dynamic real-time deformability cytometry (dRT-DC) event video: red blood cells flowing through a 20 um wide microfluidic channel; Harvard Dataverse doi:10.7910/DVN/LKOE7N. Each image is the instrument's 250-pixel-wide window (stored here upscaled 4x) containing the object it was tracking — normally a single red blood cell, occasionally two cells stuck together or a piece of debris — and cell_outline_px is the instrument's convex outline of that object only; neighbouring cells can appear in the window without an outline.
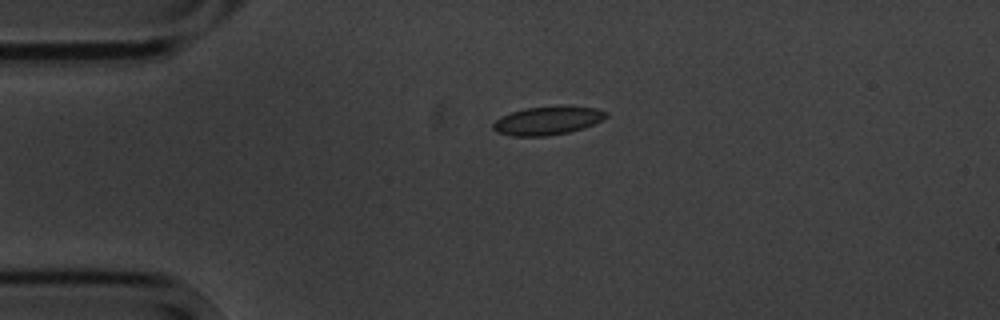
{"species": "common noctule bat (a hibernating species)", "species_latin": "Nyctalus noctula", "temperature_condition": "cold", "stored_images_in_passage": 3, "camera_frame_rate_fps": 3000, "um_per_image_px": 0.085, "animal": {"sex": "male", "body_mass_g": 20.1, "forearm_length_mm": 53.5}, "frame": {"image": 1, "passage_image": 1, "time_ms": 0.0, "image_size_px": [1000, 320], "cell_outline_px": [[608, 116], [584, 128], [568, 132], [544, 136], [512, 136], [496, 132], [492, 128], [492, 124], [500, 116], [512, 112], [528, 108], [564, 104], [596, 108], [608, 112]], "centroid_in_image_um": [46.55, 10.23], "position_along_channel_um": 38.5, "area_um2": 18.96}}
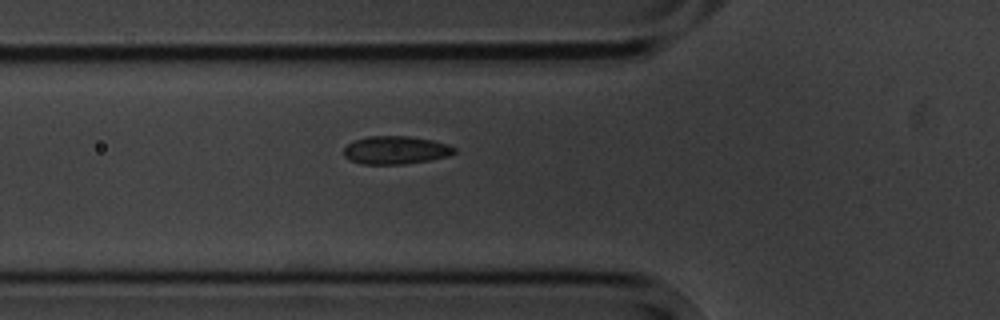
{"frame": {"image": 2, "passage_image": 3, "time_ms": 2.333, "image_size_px": [1000, 320], "cell_outline_px": [[456, 152], [448, 156], [428, 160], [404, 164], [360, 164], [344, 156], [344, 148], [348, 144], [356, 140], [368, 136], [408, 136], [432, 140], [448, 144], [456, 148]], "centroid_in_image_um": [33.64, 12.76], "position_along_channel_um": 92.2, "area_um2": 17.98}}